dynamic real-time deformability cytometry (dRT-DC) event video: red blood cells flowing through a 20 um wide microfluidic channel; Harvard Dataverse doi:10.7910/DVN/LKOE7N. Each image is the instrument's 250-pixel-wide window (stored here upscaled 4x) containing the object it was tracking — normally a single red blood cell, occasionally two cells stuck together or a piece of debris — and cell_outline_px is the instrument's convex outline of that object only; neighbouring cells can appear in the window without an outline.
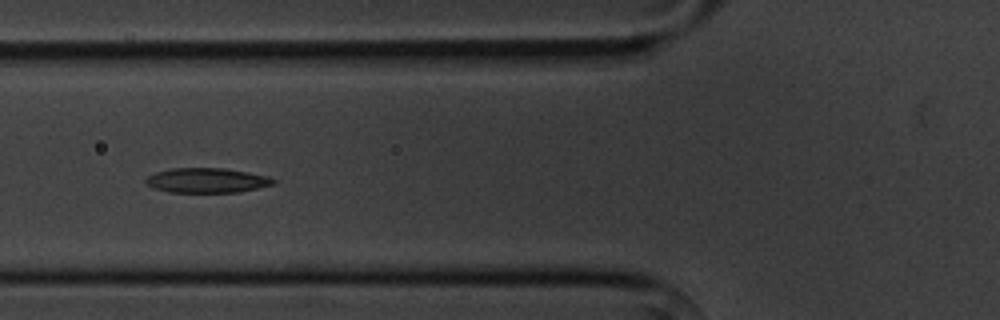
{"species": "common noctule bat (a hibernating species)", "species_latin": "Nyctalus noctula", "temperature_condition": "cold", "stored_images_in_passage": 6, "camera_frame_rate_fps": 3000, "um_per_image_px": 0.085, "animal": {"sex": "male", "body_mass_g": 20.1, "forearm_length_mm": 53.5}, "frame": {"image": 1, "passage_image": 5, "time_ms": 4.667, "image_size_px": [1000, 320], "cell_outline_px": [[276, 184], [236, 192], [168, 192], [152, 188], [144, 180], [148, 176], [156, 172], [172, 168], [224, 168], [248, 172], [268, 176], [276, 180]], "centroid_in_image_um": [17.58, 15.33], "position_along_channel_um": 108.2, "area_um2": 18.38}}
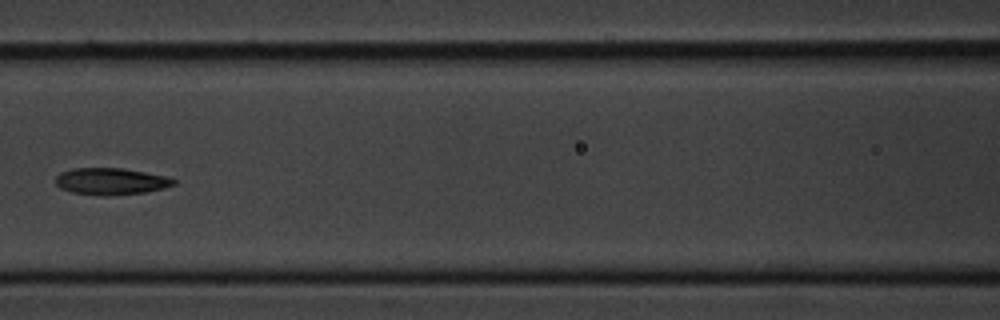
{"frame": {"image": 2, "passage_image": 6, "time_ms": 6.0, "image_size_px": [1000, 320], "cell_outline_px": [[176, 184], [164, 188], [144, 192], [112, 196], [104, 196], [72, 192], [60, 188], [56, 184], [56, 176], [60, 172], [72, 168], [120, 168], [168, 176], [176, 180]], "centroid_in_image_um": [9.43, 15.41], "position_along_channel_um": 157.2, "area_um2": 18.5}}